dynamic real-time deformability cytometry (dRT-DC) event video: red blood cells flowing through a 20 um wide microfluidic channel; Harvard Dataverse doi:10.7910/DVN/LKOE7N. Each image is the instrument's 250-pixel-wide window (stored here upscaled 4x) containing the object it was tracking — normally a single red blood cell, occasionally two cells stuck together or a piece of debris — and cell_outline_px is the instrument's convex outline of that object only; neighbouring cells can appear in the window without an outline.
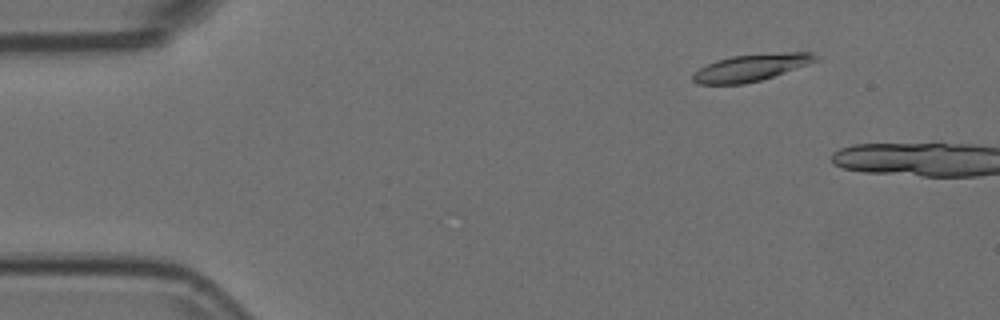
{"species": "Egyptian fruit bat (a non-hibernating species)", "species_latin": "Rousettus aegyptiacus", "temperature_condition": "room temperature", "stored_images_in_passage": 16, "camera_frame_rate_fps": 3000, "um_per_image_px": 0.085, "animal": {"sex": "female"}, "frame": {"image": 1, "passage_image": 2, "time_ms": 0.333, "image_size_px": [1000, 320], "cell_outline_px": [[816, 60], [808, 64], [760, 80], [744, 84], [700, 84], [692, 80], [692, 72], [716, 60], [732, 56], [788, 52], [816, 52]], "centroid_in_image_um": [63.8, 5.75], "position_along_channel_um": 21.2, "area_um2": 18.96}}
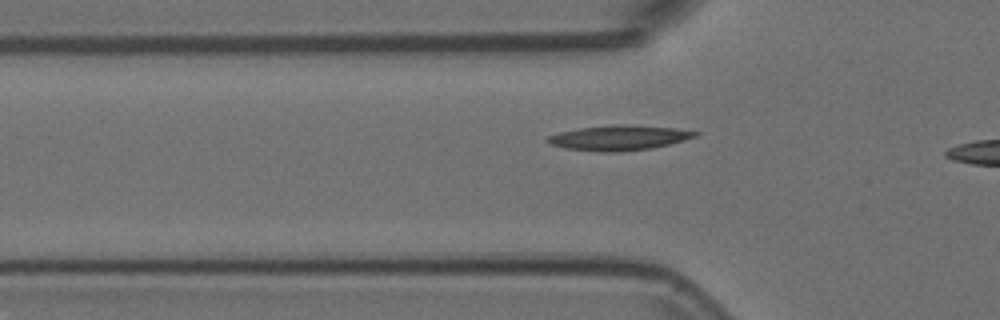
{"frame": {"image": 2, "passage_image": 13, "time_ms": 4.0, "image_size_px": [1000, 320], "cell_outline_px": [[700, 132], [696, 136], [684, 140], [652, 148], [620, 152], [600, 152], [564, 148], [552, 144], [544, 140], [548, 136], [560, 132], [580, 128], [620, 124], [676, 128]], "centroid_in_image_um": [52.6, 11.72], "position_along_channel_um": 73.2, "area_um2": 21.33}}